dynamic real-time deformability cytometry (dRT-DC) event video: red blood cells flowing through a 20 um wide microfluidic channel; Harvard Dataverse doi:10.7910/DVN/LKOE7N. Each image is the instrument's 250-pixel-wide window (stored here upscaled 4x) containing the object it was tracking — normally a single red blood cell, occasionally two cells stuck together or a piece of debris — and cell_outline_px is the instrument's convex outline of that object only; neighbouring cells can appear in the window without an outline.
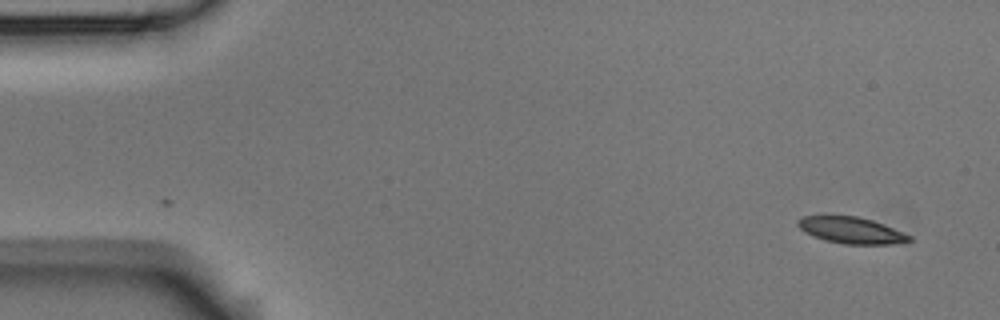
{"species": "Egyptian fruit bat (a non-hibernating species)", "species_latin": "Rousettus aegyptiacus", "temperature_condition": "room temperature", "stored_images_in_passage": 5, "camera_frame_rate_fps": 3000, "um_per_image_px": 0.085, "animal": {"sex": "male"}, "frame": {"image": 1, "passage_image": 1, "time_ms": 0.0, "image_size_px": [1000, 320], "cell_outline_px": [[912, 240], [888, 244], [844, 244], [824, 240], [812, 236], [804, 232], [796, 224], [796, 220], [804, 216], [824, 212], [856, 216], [872, 220], [884, 224], [912, 236]], "centroid_in_image_um": [72.24, 19.52], "position_along_channel_um": 12.8, "area_um2": 17.86}}
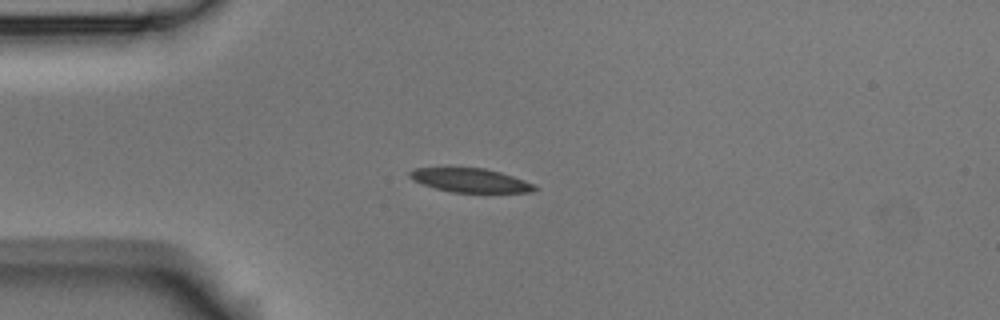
{"frame": {"image": 2, "passage_image": 4, "time_ms": 3.667, "image_size_px": [1000, 320], "cell_outline_px": [[540, 188], [532, 192], [452, 192], [436, 188], [412, 180], [408, 176], [408, 172], [412, 168], [484, 168], [500, 172], [536, 184]], "centroid_in_image_um": [40.0, 15.32], "position_along_channel_um": 45.0, "area_um2": 17.34}}